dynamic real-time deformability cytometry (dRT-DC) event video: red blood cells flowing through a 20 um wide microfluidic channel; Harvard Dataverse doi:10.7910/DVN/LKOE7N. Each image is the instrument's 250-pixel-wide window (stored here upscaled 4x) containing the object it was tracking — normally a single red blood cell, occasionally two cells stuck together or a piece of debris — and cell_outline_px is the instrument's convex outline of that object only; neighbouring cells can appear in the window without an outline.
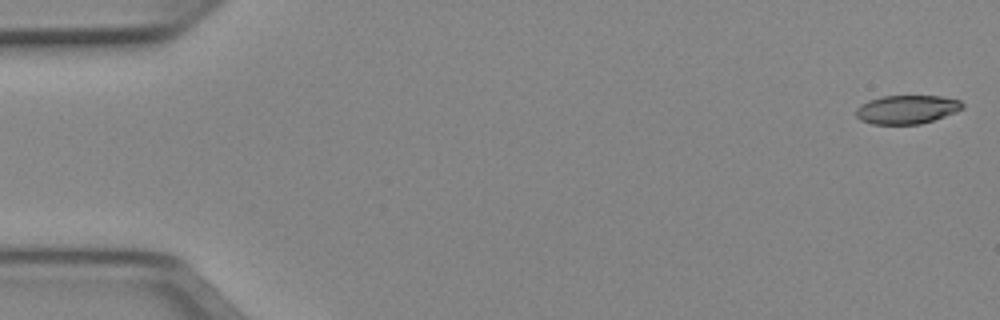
{"species": "Egyptian fruit bat (a non-hibernating species)", "species_latin": "Rousettus aegyptiacus", "temperature_condition": "cold", "stored_images_in_passage": 51, "camera_frame_rate_fps": 3000, "um_per_image_px": 0.085, "animal": {"sex": "female"}, "frame": {"image": 1, "passage_image": 1, "time_ms": 0.0, "image_size_px": [1000, 320], "cell_outline_px": [[964, 108], [956, 112], [920, 124], [872, 124], [860, 120], [856, 116], [856, 108], [860, 104], [868, 100], [880, 96], [940, 96], [960, 100], [964, 104]], "centroid_in_image_um": [77.06, 9.3], "position_along_channel_um": 7.9, "area_um2": 17.86}}
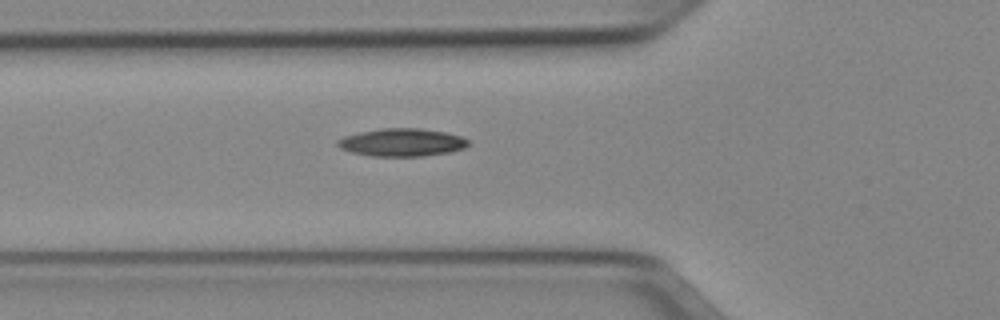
{"frame": {"image": 2, "passage_image": 18, "time_ms": 5.667, "image_size_px": [1000, 320], "cell_outline_px": [[468, 144], [464, 148], [448, 152], [424, 156], [372, 156], [352, 152], [340, 148], [336, 144], [336, 140], [344, 136], [360, 132], [380, 128], [420, 128], [444, 132], [460, 136], [468, 140]], "centroid_in_image_um": [34.13, 12.1], "position_along_channel_um": 91.7, "area_um2": 21.1}}
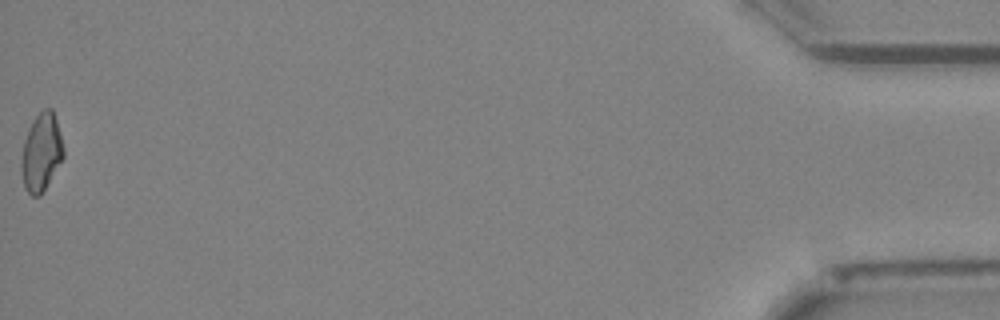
{"frame": {"image": 3, "passage_image": 51, "time_ms": 16.667, "image_size_px": [1000, 320], "cell_outline_px": [[64, 156], [40, 196], [32, 196], [24, 188], [20, 172], [20, 164], [24, 140], [28, 128], [32, 120], [44, 108], [52, 108], [56, 120], [64, 148]], "centroid_in_image_um": [3.48, 12.95], "position_along_channel_um": 431.7, "area_um2": 19.13}, "authors_computed_cell_mechanics": {"area_um2": 19.1896, "velocity_mm_per_s": 3.9919, "shape_relaxation_time_tau1_ms": null, "shape_relaxation_time_tau2_ms": 8.5962, "deformation_change_tau1": null, "deformation_change_tau2": 0.1494}}